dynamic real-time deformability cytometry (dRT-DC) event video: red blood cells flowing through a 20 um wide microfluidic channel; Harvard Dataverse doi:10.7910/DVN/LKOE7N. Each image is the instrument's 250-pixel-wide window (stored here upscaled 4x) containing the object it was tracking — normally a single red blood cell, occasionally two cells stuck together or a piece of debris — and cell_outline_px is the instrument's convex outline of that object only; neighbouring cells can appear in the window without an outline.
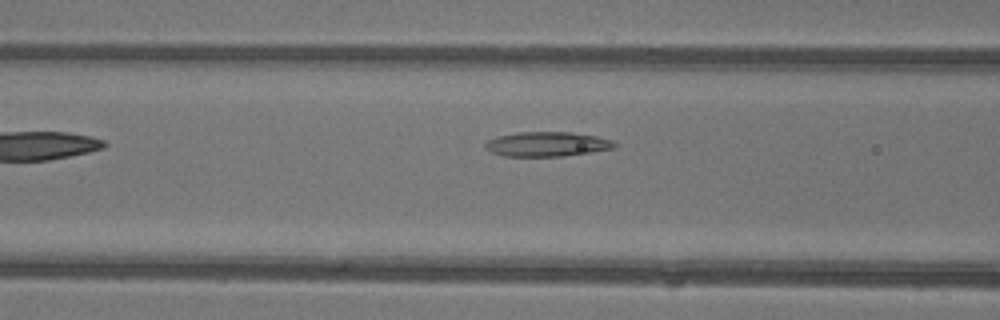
{"species": "common noctule bat (a hibernating species)", "species_latin": "Nyctalus noctula", "temperature_condition": "warm", "stored_images_in_passage": 7, "camera_frame_rate_fps": 3000, "um_per_image_px": 0.085, "animal": {"sex": "female"}, "frame": {"image": 1, "passage_image": 7, "time_ms": 2.0, "image_size_px": [1000, 320], "cell_outline_px": [[616, 148], [592, 152], [560, 156], [504, 156], [492, 152], [484, 148], [484, 144], [488, 140], [500, 136], [516, 132], [572, 132], [596, 136], [612, 140], [616, 144]], "centroid_in_image_um": [46.51, 12.25], "position_along_channel_um": 120.1, "area_um2": 18.5}}